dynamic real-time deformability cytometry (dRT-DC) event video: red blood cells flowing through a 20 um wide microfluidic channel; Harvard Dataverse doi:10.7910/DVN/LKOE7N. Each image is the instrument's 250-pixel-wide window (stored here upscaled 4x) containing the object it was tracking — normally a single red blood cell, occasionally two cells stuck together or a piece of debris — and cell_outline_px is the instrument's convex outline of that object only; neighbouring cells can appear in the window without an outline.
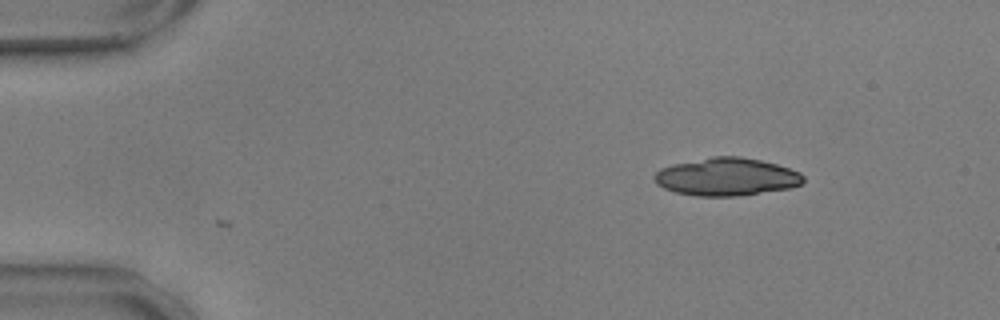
{"species": "common noctule bat (a hibernating species)", "species_latin": "Nyctalus noctula", "temperature_condition": "warm", "stored_images_in_passage": 38, "camera_frame_rate_fps": 3000, "um_per_image_px": 0.085, "animal": {"sex": "male", "body_mass_g": 17.9, "forearm_length_mm": 54.2}, "frame": {"image": 1, "passage_image": 1, "time_ms": 0.0, "image_size_px": [1000, 320], "cell_outline_px": [[804, 180], [800, 184], [792, 188], [740, 196], [696, 196], [676, 192], [664, 188], [656, 184], [652, 176], [660, 168], [672, 164], [712, 156], [740, 156], [760, 160], [776, 164], [800, 172], [804, 176]], "centroid_in_image_um": [61.74, 15.03], "position_along_channel_um": 23.3, "area_um2": 33.06}, "authors_computed_cell_mechanics": {"area_um2": 20.6346, "velocity_mm_per_s": 3.5913, "shape_relaxation_time_tau1_ms": 2.8015, "shape_relaxation_time_tau2_ms": 1.9002, "deformation_change_tau1": 0.3174, "deformation_change_tau2": 0.1008}}